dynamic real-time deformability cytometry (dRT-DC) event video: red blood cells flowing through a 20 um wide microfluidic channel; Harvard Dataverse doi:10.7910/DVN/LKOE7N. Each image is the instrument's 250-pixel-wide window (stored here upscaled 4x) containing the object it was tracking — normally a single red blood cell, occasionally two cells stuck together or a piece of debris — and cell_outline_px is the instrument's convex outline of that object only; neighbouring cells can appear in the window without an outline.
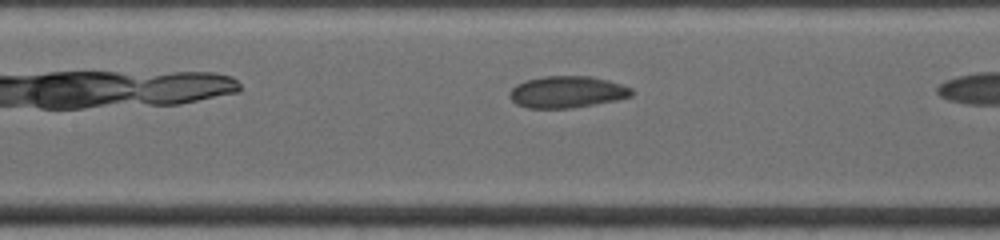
{"species": "common noctule bat (a hibernating species)", "species_latin": "Nyctalus noctula", "temperature_condition": "warm", "stored_images_in_passage": 27, "camera_frame_rate_fps": 4500, "um_per_image_px": 0.085, "animal": {"sex": "female", "body_mass_g": 19.0, "forearm_length_mm": 53.3}, "frame": {"image": 1, "passage_image": 8, "time_ms": 1.778, "image_size_px": [1000, 240], "cell_outline_px": [[636, 92], [632, 96], [616, 100], [568, 108], [528, 108], [516, 104], [508, 96], [508, 92], [516, 84], [524, 80], [544, 76], [592, 76], [608, 80], [632, 88]], "centroid_in_image_um": [48.18, 7.8], "position_along_channel_um": 159.2, "area_um2": 22.66}}
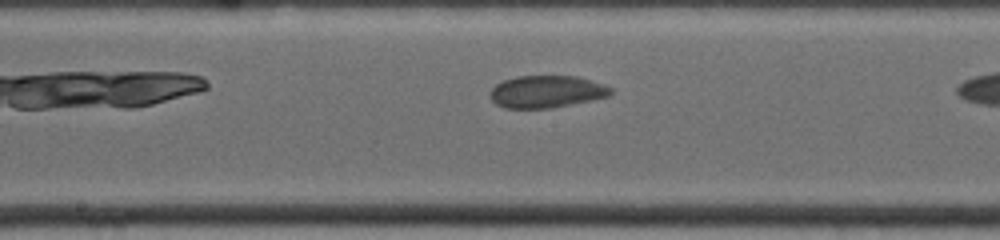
{"frame": {"image": 2, "passage_image": 12, "time_ms": 2.889, "image_size_px": [1000, 240], "cell_outline_px": [[612, 92], [608, 96], [592, 100], [552, 108], [504, 108], [496, 104], [488, 96], [488, 92], [496, 84], [504, 80], [516, 76], [576, 76], [604, 84], [612, 88]], "centroid_in_image_um": [46.42, 7.79], "position_along_channel_um": 201.8, "area_um2": 22.77}}
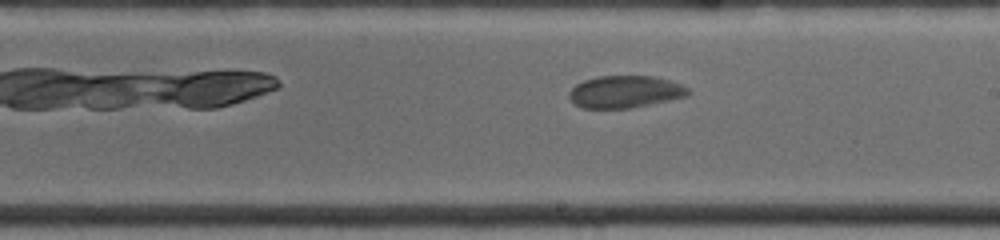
{"frame": {"image": 3, "passage_image": 16, "time_ms": 3.778, "image_size_px": [1000, 240], "cell_outline_px": [[692, 92], [688, 96], [628, 108], [584, 108], [576, 104], [568, 96], [568, 92], [576, 84], [584, 80], [596, 76], [652, 76], [668, 80], [680, 84], [688, 88]], "centroid_in_image_um": [53.12, 7.79], "position_along_channel_um": 235.9, "area_um2": 22.14}}